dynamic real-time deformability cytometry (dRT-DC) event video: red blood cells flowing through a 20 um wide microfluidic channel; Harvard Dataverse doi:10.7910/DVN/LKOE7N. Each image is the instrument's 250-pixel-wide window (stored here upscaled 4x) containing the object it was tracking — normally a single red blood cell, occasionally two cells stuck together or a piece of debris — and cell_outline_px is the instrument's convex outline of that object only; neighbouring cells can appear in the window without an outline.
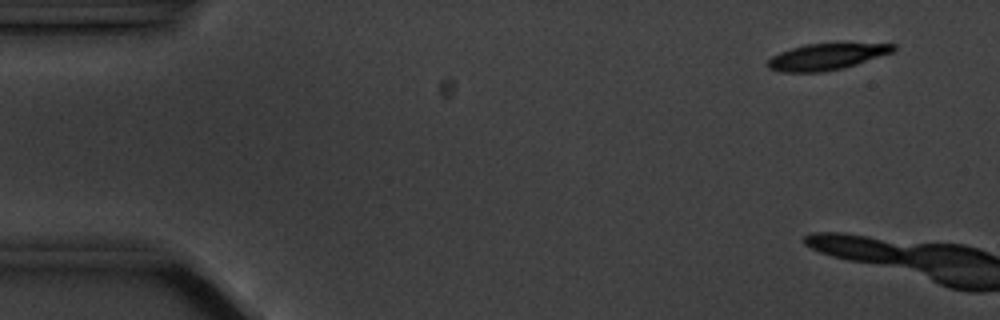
{"species": "common noctule bat (a hibernating species)", "species_latin": "Nyctalus noctula", "temperature_condition": "cold", "stored_images_in_passage": 2, "camera_frame_rate_fps": 3000, "um_per_image_px": 0.085, "animal": {"sex": "male", "body_mass_g": 20.1, "forearm_length_mm": 53.5}, "frame": {"image": 1, "passage_image": 1, "time_ms": 0.0, "image_size_px": [1000, 320], "cell_outline_px": [[896, 48], [892, 52], [844, 68], [824, 72], [780, 72], [768, 68], [764, 64], [772, 56], [780, 52], [804, 44], [836, 40], [896, 44]], "centroid_in_image_um": [70.29, 4.76], "position_along_channel_um": 14.7, "area_um2": 20.4}}